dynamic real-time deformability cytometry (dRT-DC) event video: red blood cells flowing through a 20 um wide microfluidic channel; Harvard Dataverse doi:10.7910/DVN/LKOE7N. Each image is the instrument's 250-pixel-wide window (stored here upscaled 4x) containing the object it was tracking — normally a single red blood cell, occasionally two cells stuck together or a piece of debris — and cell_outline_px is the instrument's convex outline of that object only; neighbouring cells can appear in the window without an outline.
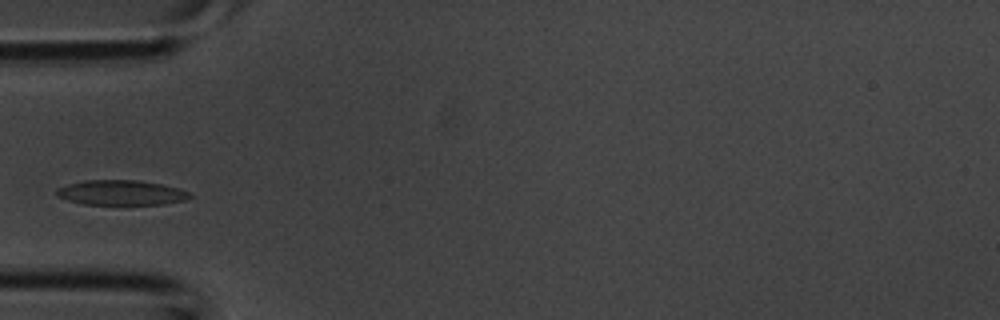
{"species": "common noctule bat (a hibernating species)", "species_latin": "Nyctalus noctula", "temperature_condition": "room temperature", "stored_images_in_passage": 2, "camera_frame_rate_fps": 3000, "um_per_image_px": 0.085, "animal": {"sex": "male", "body_mass_g": 20.1, "forearm_length_mm": 53.5}, "frame": {"image": 1, "passage_image": 2, "time_ms": 0.333, "image_size_px": [1000, 320], "cell_outline_px": [[192, 196], [184, 200], [164, 204], [84, 204], [68, 200], [56, 196], [56, 188], [68, 184], [84, 180], [136, 180], [160, 184], [180, 188], [192, 192]], "centroid_in_image_um": [10.3, 16.37], "position_along_channel_um": 74.7, "area_um2": 19.36}}